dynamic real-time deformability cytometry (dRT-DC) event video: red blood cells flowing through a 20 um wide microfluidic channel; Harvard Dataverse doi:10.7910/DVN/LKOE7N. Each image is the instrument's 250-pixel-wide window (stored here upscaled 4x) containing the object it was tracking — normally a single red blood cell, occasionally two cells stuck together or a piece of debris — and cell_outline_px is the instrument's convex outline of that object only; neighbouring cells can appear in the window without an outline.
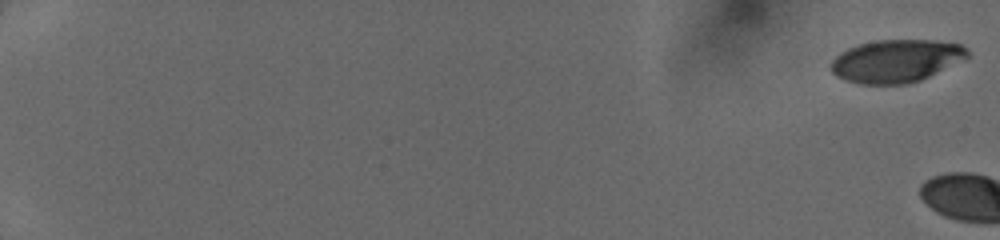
{"species": "human", "species_latin": "Homo sapiens", "temperature_condition": "cold", "stored_images_in_passage": 5, "camera_frame_rate_fps": 3000, "um_per_image_px": 0.085, "donor": {"sex": "female"}, "frame": {"image": 1, "passage_image": 1, "time_ms": 0.0, "image_size_px": [1000, 240], "cell_outline_px": [[968, 56], [920, 80], [904, 84], [860, 84], [844, 80], [836, 76], [832, 72], [832, 60], [840, 52], [848, 48], [860, 44], [876, 40], [932, 40], [960, 44], [968, 48]], "centroid_in_image_um": [76.13, 5.17], "position_along_channel_um": 8.9, "area_um2": 33.58}}